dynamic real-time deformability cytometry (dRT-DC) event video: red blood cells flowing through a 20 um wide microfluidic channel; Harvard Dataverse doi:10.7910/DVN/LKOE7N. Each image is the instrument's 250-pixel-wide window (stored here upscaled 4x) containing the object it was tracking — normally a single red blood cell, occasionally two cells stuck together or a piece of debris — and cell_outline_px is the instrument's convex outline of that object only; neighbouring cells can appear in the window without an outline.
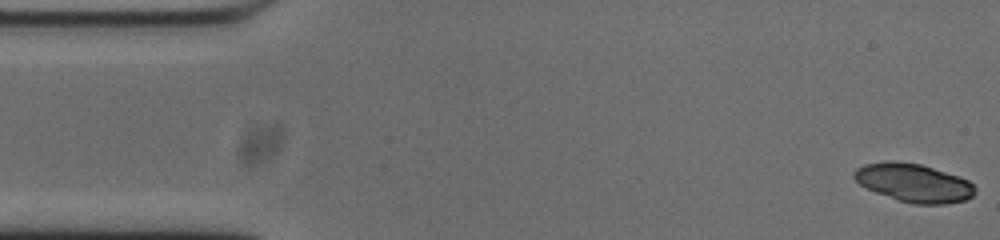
{"species": "common noctule bat (a hibernating species)", "species_latin": "Nyctalus noctula", "temperature_condition": "cold", "stored_images_in_passage": 53, "segment_of_instrument_passage": [1, 2], "camera_frame_rate_fps": 3000, "um_per_image_px": 0.085, "animal": {"sex": "male", "body_mass_g": 20.0, "forearm_length_mm": 53.3}, "frame": {"image": 1, "passage_image": 1, "time_ms": 0.0, "image_size_px": [1000, 240], "cell_outline_px": [[976, 192], [972, 196], [964, 200], [944, 204], [912, 204], [896, 200], [876, 192], [860, 184], [852, 176], [852, 172], [856, 168], [864, 164], [888, 160], [896, 160], [920, 164], [960, 176], [968, 180], [976, 188]], "centroid_in_image_um": [77.65, 15.53], "position_along_channel_um": 7.3, "area_um2": 27.22}}
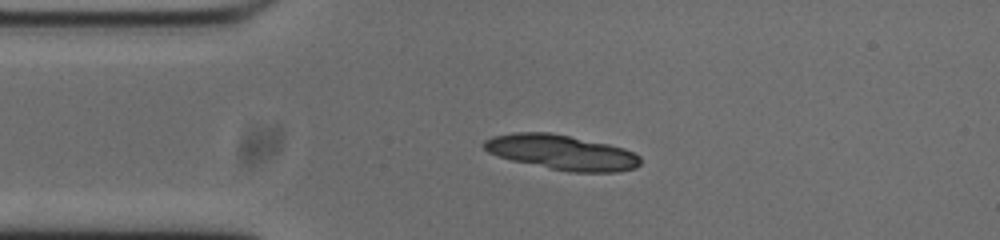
{"frame": {"image": 2, "passage_image": 11, "time_ms": 3.333, "image_size_px": [1000, 240], "cell_outline_px": [[640, 164], [636, 168], [616, 172], [568, 172], [512, 160], [488, 152], [480, 144], [484, 140], [492, 136], [512, 132], [548, 132], [608, 144], [624, 148], [640, 156]], "centroid_in_image_um": [47.72, 12.95], "position_along_channel_um": 37.3, "area_um2": 31.73}}